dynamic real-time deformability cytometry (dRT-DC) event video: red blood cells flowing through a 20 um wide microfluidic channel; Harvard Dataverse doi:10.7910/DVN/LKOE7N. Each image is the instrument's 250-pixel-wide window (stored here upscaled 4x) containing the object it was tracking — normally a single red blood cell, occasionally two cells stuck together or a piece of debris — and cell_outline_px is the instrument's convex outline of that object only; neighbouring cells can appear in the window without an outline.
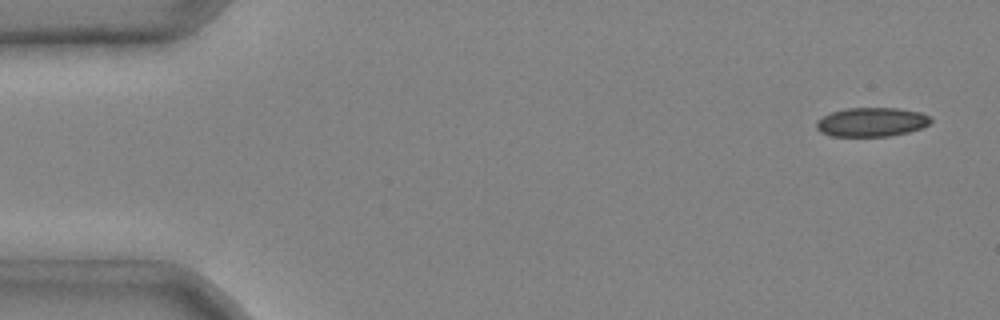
{"species": "common noctule bat (a hibernating species)", "species_latin": "Nyctalus noctula", "temperature_condition": "cold", "stored_images_in_passage": 5, "camera_frame_rate_fps": 3000, "um_per_image_px": 0.085, "animal": {"sex": "male", "body_mass_g": 20.4}, "frame": {"image": 1, "passage_image": 1, "time_ms": 0.0, "image_size_px": [1000, 320], "cell_outline_px": [[932, 120], [928, 124], [920, 128], [908, 132], [888, 136], [832, 136], [820, 132], [816, 128], [816, 120], [832, 112], [844, 108], [900, 108], [920, 112], [928, 116]], "centroid_in_image_um": [74.05, 10.37], "position_along_channel_um": 10.9, "area_um2": 19.31}}
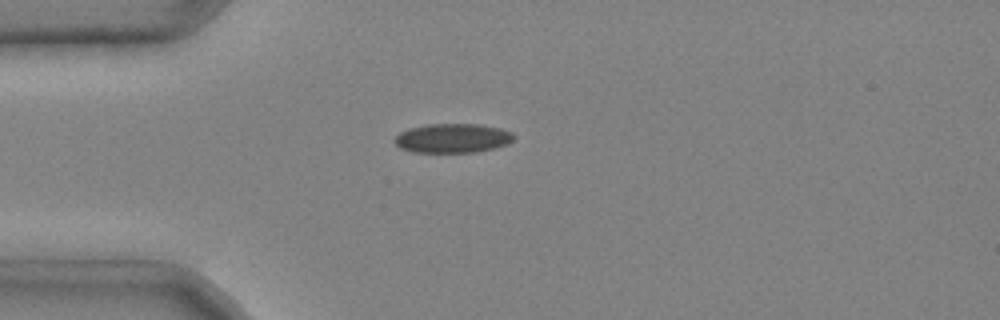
{"frame": {"image": 2, "passage_image": 4, "time_ms": 1.0, "image_size_px": [1000, 320], "cell_outline_px": [[516, 136], [508, 144], [476, 152], [412, 152], [400, 148], [392, 140], [400, 132], [408, 128], [428, 124], [480, 124], [500, 128], [512, 132]], "centroid_in_image_um": [38.46, 11.74], "position_along_channel_um": 46.5, "area_um2": 20.4}}